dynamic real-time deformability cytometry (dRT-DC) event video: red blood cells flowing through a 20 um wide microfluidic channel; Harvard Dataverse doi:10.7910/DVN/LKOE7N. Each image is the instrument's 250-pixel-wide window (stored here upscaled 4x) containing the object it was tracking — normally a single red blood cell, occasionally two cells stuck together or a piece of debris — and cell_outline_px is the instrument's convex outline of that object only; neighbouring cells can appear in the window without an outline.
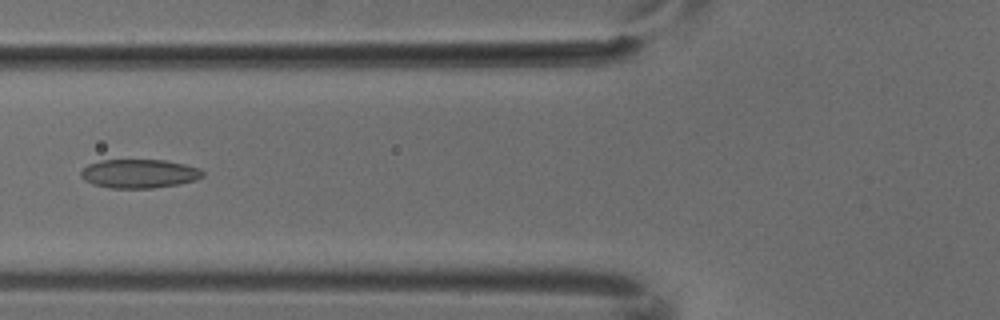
{"species": "common noctule bat (a hibernating species)", "species_latin": "Nyctalus noctula", "temperature_condition": "cold", "stored_images_in_passage": 3, "camera_frame_rate_fps": 3000, "um_per_image_px": 0.085, "animal": {"sex": "male", "body_mass_g": 18.8}, "frame": {"image": 1, "passage_image": 3, "time_ms": 0.667, "image_size_px": [1000, 320], "cell_outline_px": [[204, 176], [196, 180], [180, 184], [152, 188], [112, 188], [92, 184], [84, 180], [80, 176], [80, 172], [88, 164], [100, 160], [164, 160], [184, 164], [200, 168], [204, 172]], "centroid_in_image_um": [11.84, 14.76], "position_along_channel_um": 114.0, "area_um2": 20.58}}